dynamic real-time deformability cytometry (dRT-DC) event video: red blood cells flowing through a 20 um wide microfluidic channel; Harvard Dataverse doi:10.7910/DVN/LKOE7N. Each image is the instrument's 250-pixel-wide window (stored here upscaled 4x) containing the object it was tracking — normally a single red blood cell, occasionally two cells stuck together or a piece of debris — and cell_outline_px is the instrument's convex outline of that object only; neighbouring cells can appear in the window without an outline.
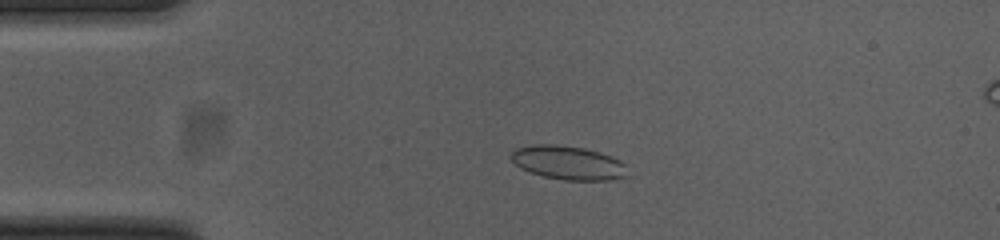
{"species": "common noctule bat (a hibernating species)", "species_latin": "Nyctalus noctula", "temperature_condition": "cold", "stored_images_in_passage": 54, "camera_frame_rate_fps": 3000, "um_per_image_px": 0.085, "animal": {"sex": "female", "body_mass_g": 23.0, "forearm_length_mm": 53.4}, "frame": {"image": 1, "passage_image": 11, "time_ms": 3.333, "image_size_px": [1000, 240], "cell_outline_px": [[628, 176], [608, 180], [564, 180], [544, 176], [528, 172], [520, 168], [512, 160], [512, 152], [516, 148], [536, 144], [556, 144], [584, 148], [600, 152], [620, 160], [624, 164]], "centroid_in_image_um": [48.29, 13.83], "position_along_channel_um": 36.7, "area_um2": 22.83}}
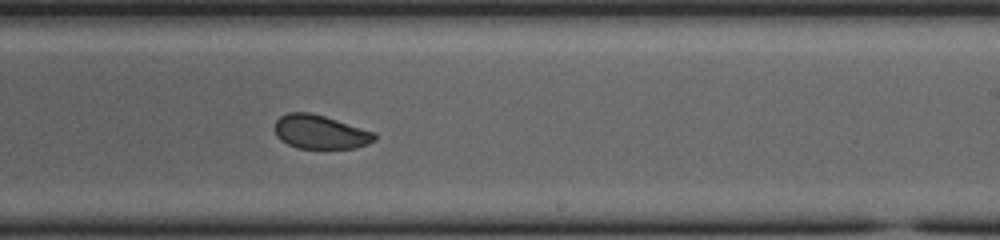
{"frame": {"image": 2, "passage_image": 32, "time_ms": 10.333, "image_size_px": [1000, 240], "cell_outline_px": [[376, 140], [368, 144], [356, 148], [296, 148], [280, 140], [276, 136], [272, 128], [276, 120], [280, 116], [288, 112], [308, 112], [324, 116], [376, 132]], "centroid_in_image_um": [27.19, 11.22], "position_along_channel_um": 261.8, "area_um2": 19.94}}
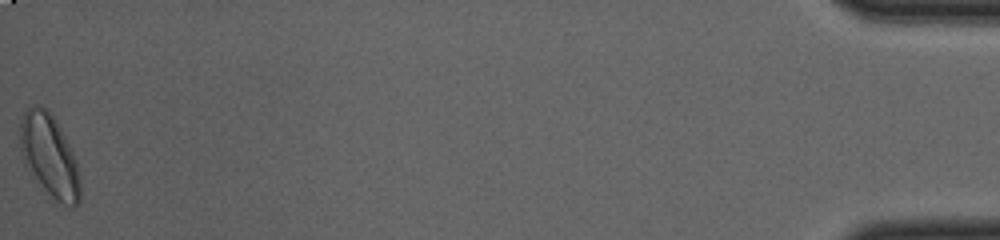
{"frame": {"image": 3, "passage_image": 54, "time_ms": 17.667, "image_size_px": [1000, 240], "cell_outline_px": [[80, 200], [72, 208], [56, 200], [28, 172], [20, 152], [20, 120], [24, 112], [28, 108], [40, 104], [56, 120], [76, 160], [80, 180]], "centroid_in_image_um": [4.18, 13.24], "position_along_channel_um": 431.0, "area_um2": 28.55}, "authors_computed_cell_mechanics": {"area_um2": 21.4438, "velocity_mm_per_s": 3.6935, "shape_relaxation_time_tau1_ms": null, "shape_relaxation_time_tau2_ms": 1.9208, "deformation_change_tau1": null, "deformation_change_tau2": 0.0505}}